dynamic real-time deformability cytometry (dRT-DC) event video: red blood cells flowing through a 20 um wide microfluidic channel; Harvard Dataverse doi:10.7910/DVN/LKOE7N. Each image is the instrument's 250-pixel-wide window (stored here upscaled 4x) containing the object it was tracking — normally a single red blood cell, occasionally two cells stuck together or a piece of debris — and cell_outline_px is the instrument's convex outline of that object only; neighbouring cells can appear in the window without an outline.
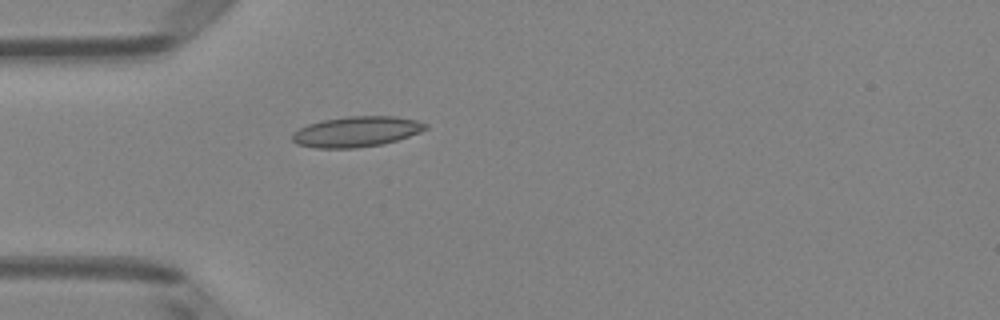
{"species": "Egyptian fruit bat (a non-hibernating species)", "species_latin": "Rousettus aegyptiacus", "temperature_condition": "room temperature", "stored_images_in_passage": 4, "camera_frame_rate_fps": 3000, "um_per_image_px": 0.085, "animal": {"sex": "female"}, "frame": {"image": 1, "passage_image": 4, "time_ms": 1.0, "image_size_px": [1000, 320], "cell_outline_px": [[428, 128], [420, 132], [396, 140], [380, 144], [356, 148], [316, 148], [296, 144], [292, 140], [292, 132], [308, 124], [324, 120], [348, 116], [396, 116], [416, 120], [428, 124]], "centroid_in_image_um": [30.29, 11.19], "position_along_channel_um": 54.7, "area_um2": 23.58}}